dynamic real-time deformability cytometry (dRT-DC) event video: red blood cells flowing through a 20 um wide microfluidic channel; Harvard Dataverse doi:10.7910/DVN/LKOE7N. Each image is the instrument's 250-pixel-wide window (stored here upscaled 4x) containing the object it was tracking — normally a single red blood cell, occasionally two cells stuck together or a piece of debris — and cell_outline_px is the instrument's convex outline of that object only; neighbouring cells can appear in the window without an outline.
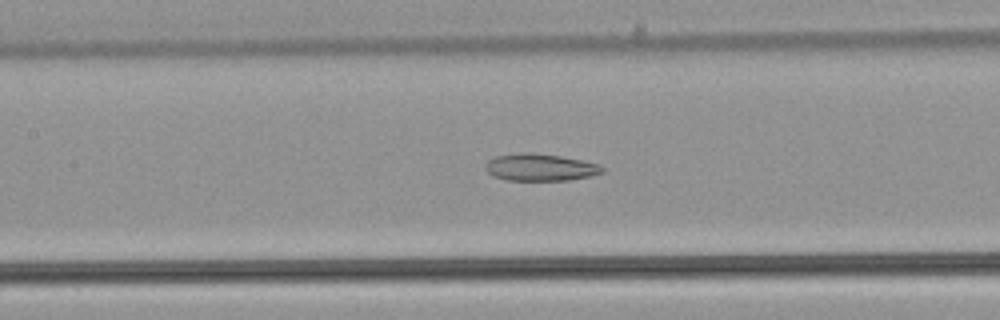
{"species": "common noctule bat (a hibernating species)", "species_latin": "Nyctalus noctula", "temperature_condition": "warm", "stored_images_in_passage": 37, "camera_frame_rate_fps": 3000, "um_per_image_px": 0.085, "animal": {"sex": "male", "body_mass_g": 21.5, "forearm_length_mm": 52.0}, "frame": {"image": 1, "passage_image": 23, "time_ms": 7.333, "image_size_px": [1000, 320], "cell_outline_px": [[604, 172], [592, 176], [568, 180], [504, 180], [492, 176], [484, 168], [488, 160], [496, 156], [520, 152], [560, 156], [584, 160], [596, 164], [604, 168]], "centroid_in_image_um": [45.9, 14.23], "position_along_channel_um": 161.5, "area_um2": 18.44}}
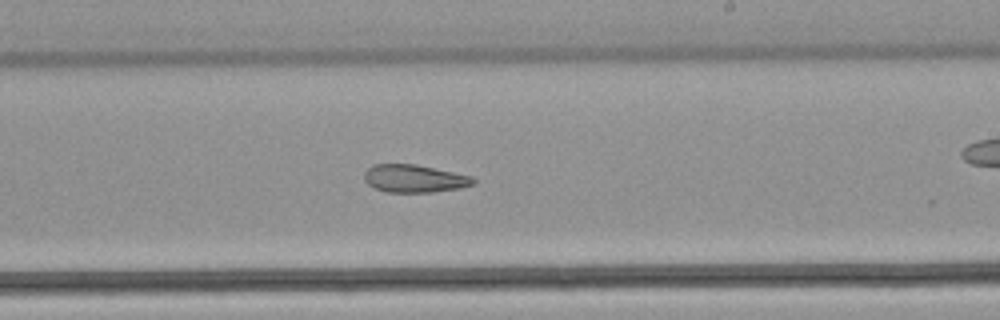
{"frame": {"image": 2, "passage_image": 30, "time_ms": 9.667, "image_size_px": [1000, 320], "cell_outline_px": [[476, 184], [460, 188], [432, 192], [388, 192], [376, 188], [368, 184], [364, 180], [364, 172], [372, 164], [416, 164], [472, 176], [476, 180]], "centroid_in_image_um": [35.23, 15.17], "position_along_channel_um": 253.8, "area_um2": 17.69}}
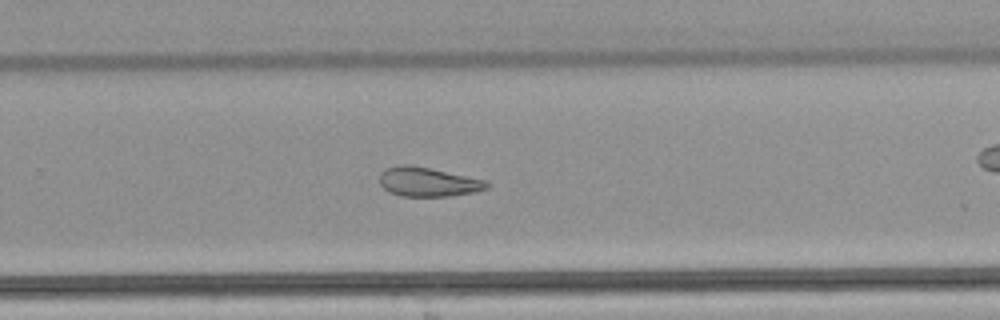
{"frame": {"image": 3, "passage_image": 33, "time_ms": 10.667, "image_size_px": [1000, 320], "cell_outline_px": [[488, 188], [472, 192], [452, 196], [400, 196], [384, 188], [380, 184], [380, 176], [388, 168], [400, 164], [408, 164], [428, 168], [484, 180], [488, 184]], "centroid_in_image_um": [36.36, 15.47], "position_along_channel_um": 293.4, "area_um2": 17.74}}